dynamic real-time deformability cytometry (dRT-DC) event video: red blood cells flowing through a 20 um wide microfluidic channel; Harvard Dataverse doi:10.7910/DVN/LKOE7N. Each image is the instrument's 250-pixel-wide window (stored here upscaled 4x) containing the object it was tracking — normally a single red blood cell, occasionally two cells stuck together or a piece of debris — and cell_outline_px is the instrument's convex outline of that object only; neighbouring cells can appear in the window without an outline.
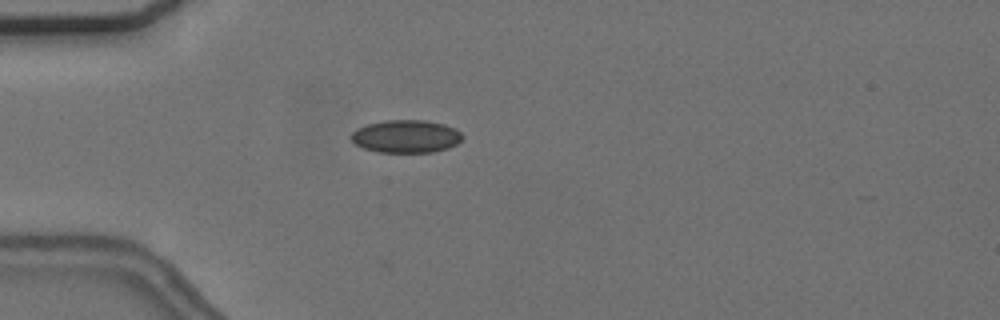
{"species": "common noctule bat (a hibernating species)", "species_latin": "Nyctalus noctula", "temperature_condition": "cold", "stored_images_in_passage": 40, "camera_frame_rate_fps": 3000, "um_per_image_px": 0.085, "animal": {"sex": "female", "body_mass_g": 24.6, "forearm_length_mm": 56.2}, "frame": {"image": 1, "passage_image": 1, "time_ms": 0.0, "image_size_px": [1000, 320], "cell_outline_px": [[464, 136], [456, 144], [448, 148], [432, 152], [376, 152], [364, 148], [356, 144], [352, 140], [352, 132], [356, 128], [368, 124], [384, 120], [424, 120], [444, 124], [456, 128]], "centroid_in_image_um": [34.52, 11.58], "position_along_channel_um": 50.5, "area_um2": 21.27}}
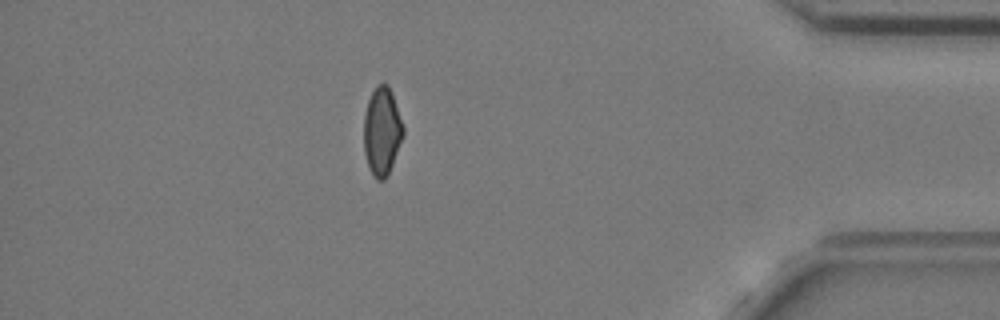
{"frame": {"image": 2, "passage_image": 34, "time_ms": 11.0, "image_size_px": [1000, 320], "cell_outline_px": [[404, 136], [388, 176], [384, 180], [376, 180], [372, 176], [368, 168], [364, 152], [364, 116], [368, 100], [376, 84], [388, 84], [392, 92], [404, 128]], "centroid_in_image_um": [32.47, 11.2], "position_along_channel_um": 402.7, "area_um2": 20.52}, "authors_computed_cell_mechanics": {"area_um2": 20.5479, "velocity_mm_per_s": 3.6976, "shape_relaxation_time_tau1_ms": 4.7538, "shape_relaxation_time_tau2_ms": 3.5736, "deformation_change_tau1": 0.0731, "deformation_change_tau2": 0.0721}}